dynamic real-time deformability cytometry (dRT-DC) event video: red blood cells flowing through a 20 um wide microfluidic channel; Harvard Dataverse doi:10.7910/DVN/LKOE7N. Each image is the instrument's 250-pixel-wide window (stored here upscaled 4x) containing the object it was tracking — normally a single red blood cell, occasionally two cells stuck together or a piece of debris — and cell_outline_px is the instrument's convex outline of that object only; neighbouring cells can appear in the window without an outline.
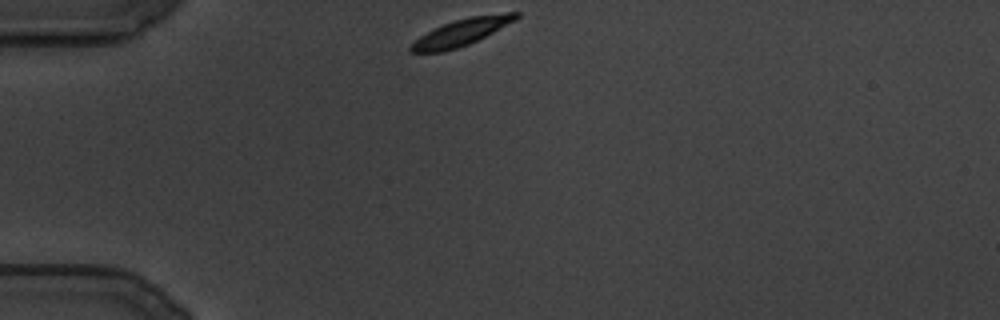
{"species": "common noctule bat (a hibernating species)", "species_latin": "Nyctalus noctula", "temperature_condition": "cold", "stored_images_in_passage": 85, "camera_frame_rate_fps": 3000, "um_per_image_px": 0.085, "animal": {"sex": "male", "body_mass_g": 19.5, "forearm_length_mm": 54.6}, "frame": {"image": 1, "passage_image": 1, "time_ms": 0.0, "image_size_px": [1000, 320], "cell_outline_px": [[520, 16], [516, 20], [468, 44], [444, 52], [412, 52], [408, 48], [420, 36], [444, 24], [468, 16], [508, 12], [520, 12]], "centroid_in_image_um": [39.25, 2.73], "position_along_channel_um": 45.7, "area_um2": 16.01}}
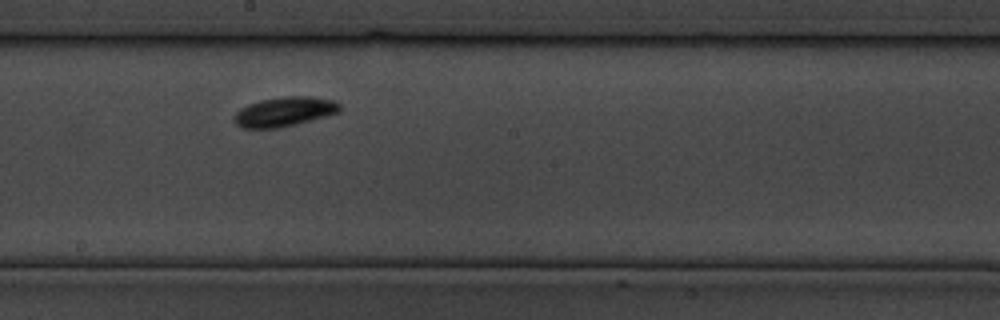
{"frame": {"image": 2, "passage_image": 40, "time_ms": 13.0, "image_size_px": [1000, 320], "cell_outline_px": [[340, 112], [328, 116], [280, 128], [240, 128], [232, 120], [232, 116], [240, 108], [248, 104], [260, 100], [288, 96], [308, 96], [332, 100], [340, 104]], "centroid_in_image_um": [24.14, 9.51], "position_along_channel_um": 224.1, "area_um2": 18.32}}
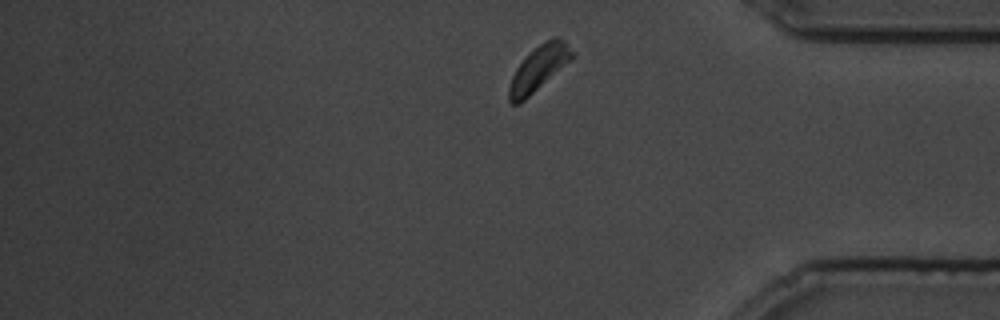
{"frame": {"image": 3, "passage_image": 74, "time_ms": 24.333, "image_size_px": [1000, 320], "cell_outline_px": [[576, 52], [572, 60], [524, 100], [516, 104], [512, 104], [508, 100], [508, 88], [512, 76], [516, 68], [544, 40], [552, 36], [560, 36]], "centroid_in_image_um": [45.84, 5.78], "position_along_channel_um": 389.4, "area_um2": 16.47}}